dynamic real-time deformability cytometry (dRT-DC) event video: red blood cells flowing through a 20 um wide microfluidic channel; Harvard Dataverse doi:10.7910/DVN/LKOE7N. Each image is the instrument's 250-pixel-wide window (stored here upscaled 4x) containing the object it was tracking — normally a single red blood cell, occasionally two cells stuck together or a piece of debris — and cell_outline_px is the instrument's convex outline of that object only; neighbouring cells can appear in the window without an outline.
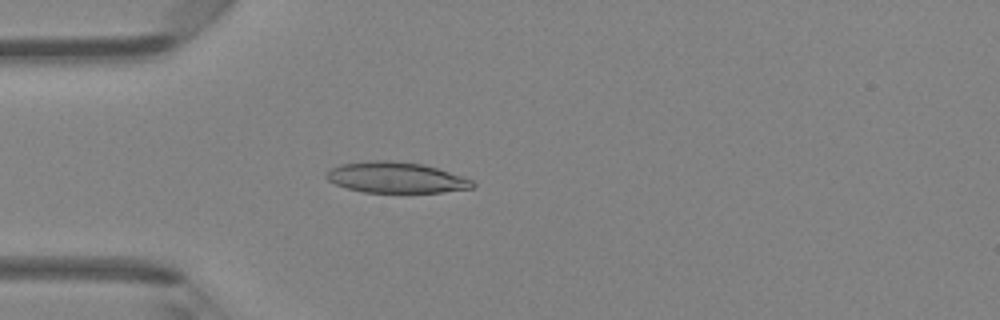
{"species": "Egyptian fruit bat (a non-hibernating species)", "species_latin": "Rousettus aegyptiacus", "temperature_condition": "room temperature", "stored_images_in_passage": 40, "camera_frame_rate_fps": 3000, "um_per_image_px": 0.085, "animal": {"sex": "female"}, "frame": {"image": 1, "passage_image": 6, "time_ms": 1.667, "image_size_px": [1000, 320], "cell_outline_px": [[476, 184], [472, 188], [440, 192], [364, 192], [348, 188], [336, 184], [328, 180], [324, 176], [332, 168], [340, 164], [368, 160], [392, 160], [424, 164], [464, 176], [472, 180]], "centroid_in_image_um": [33.68, 15.07], "position_along_channel_um": 51.3, "area_um2": 26.3}}
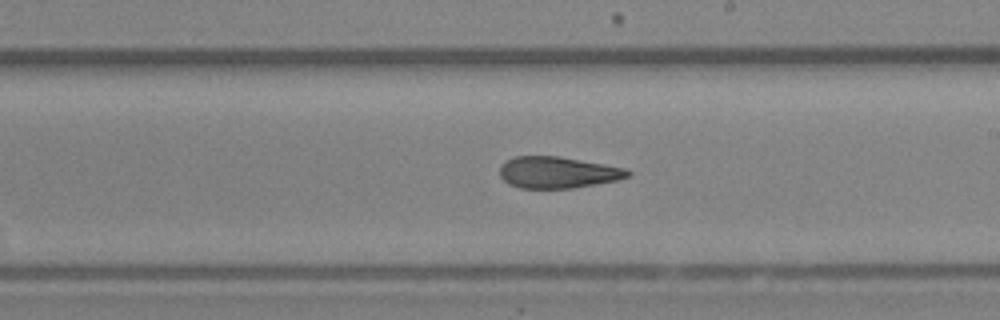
{"frame": {"image": 2, "passage_image": 20, "time_ms": 6.333, "image_size_px": [1000, 320], "cell_outline_px": [[632, 172], [628, 176], [620, 180], [572, 188], [520, 188], [508, 184], [500, 176], [500, 164], [504, 160], [516, 156], [556, 156], [628, 168]], "centroid_in_image_um": [47.4, 14.65], "position_along_channel_um": 241.6, "area_um2": 23.64}}
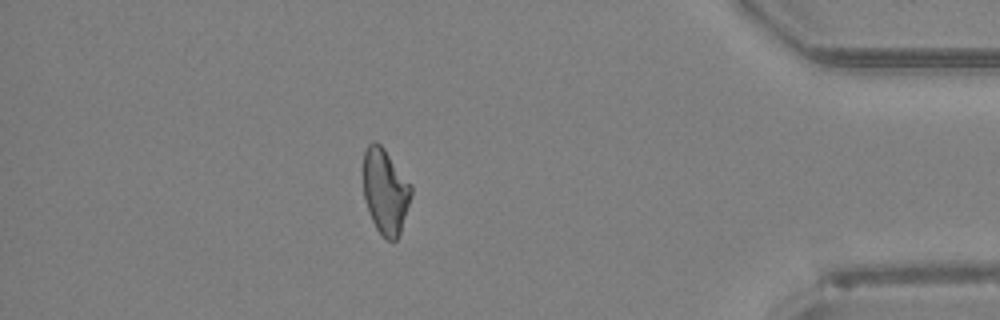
{"frame": {"image": 3, "passage_image": 34, "time_ms": 11.0, "image_size_px": [1000, 320], "cell_outline_px": [[412, 196], [400, 232], [396, 240], [388, 240], [376, 228], [372, 220], [364, 196], [364, 152], [368, 144], [372, 140], [376, 140], [384, 148], [412, 184]], "centroid_in_image_um": [32.77, 16.22], "position_along_channel_um": 402.4, "area_um2": 23.7}, "authors_computed_cell_mechanics": {"area_um2": 24.1893, "velocity_mm_per_s": 4.304, "shape_relaxation_time_tau1_ms": null, "shape_relaxation_time_tau2_ms": 3.574, "deformation_change_tau1": null, "deformation_change_tau2": 0.1184}}